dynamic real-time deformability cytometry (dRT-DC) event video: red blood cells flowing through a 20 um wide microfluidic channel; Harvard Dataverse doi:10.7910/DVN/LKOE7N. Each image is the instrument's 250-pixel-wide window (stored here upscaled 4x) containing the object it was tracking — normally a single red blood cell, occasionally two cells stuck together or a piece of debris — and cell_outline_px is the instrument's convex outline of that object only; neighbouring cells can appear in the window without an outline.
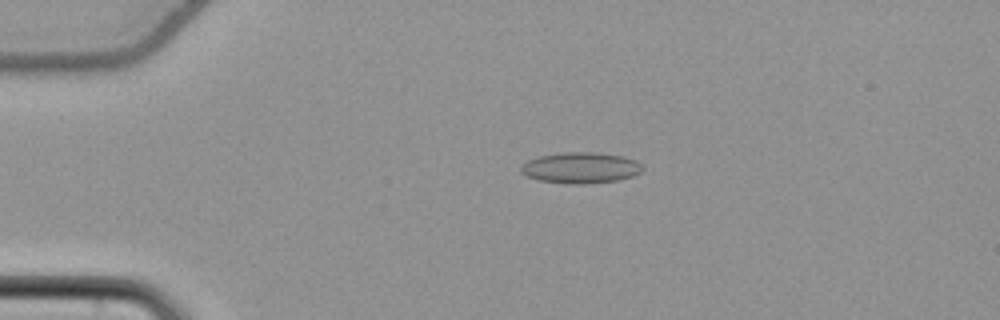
{"species": "common noctule bat (a hibernating species)", "species_latin": "Nyctalus noctula", "temperature_condition": "cold", "stored_images_in_passage": 55, "camera_frame_rate_fps": 3000, "um_per_image_px": 0.085, "animal": {"sex": "female", "body_mass_g": 22.7, "forearm_length_mm": 54.2}, "frame": {"image": 1, "passage_image": 13, "time_ms": 4.0, "image_size_px": [1000, 320], "cell_outline_px": [[644, 168], [640, 172], [632, 176], [616, 180], [584, 184], [568, 184], [536, 180], [520, 172], [520, 168], [528, 160], [540, 156], [560, 152], [596, 152], [624, 156], [636, 160], [644, 164]], "centroid_in_image_um": [49.37, 14.25], "position_along_channel_um": 35.6, "area_um2": 22.14}}
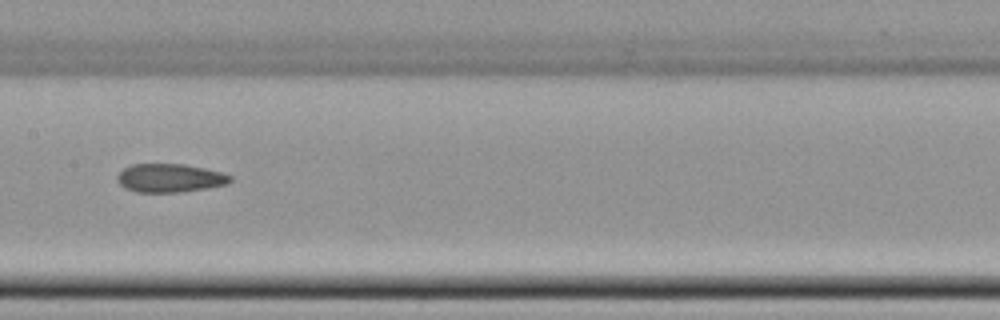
{"frame": {"image": 2, "passage_image": 29, "time_ms": 9.333, "image_size_px": [1000, 320], "cell_outline_px": [[232, 180], [228, 184], [208, 188], [180, 192], [136, 192], [124, 188], [116, 180], [116, 176], [124, 168], [132, 164], [184, 164], [204, 168], [220, 172], [232, 176]], "centroid_in_image_um": [14.43, 15.13], "position_along_channel_um": 193.0, "area_um2": 18.84}}
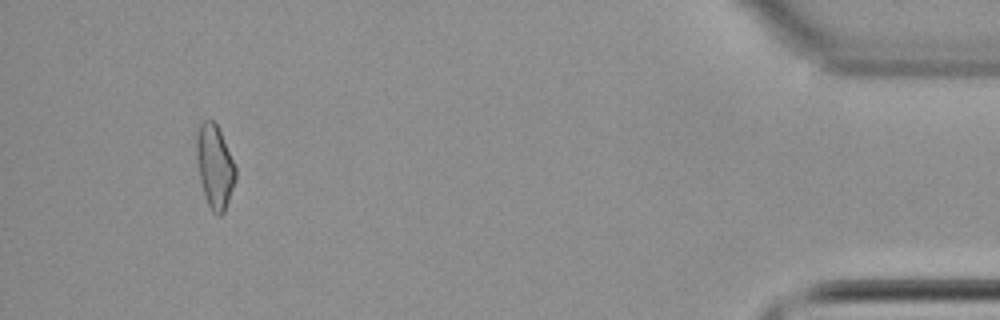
{"frame": {"image": 3, "passage_image": 52, "time_ms": 17.0, "image_size_px": [1000, 320], "cell_outline_px": [[236, 180], [224, 212], [220, 216], [216, 216], [212, 212], [208, 204], [200, 180], [196, 160], [196, 132], [200, 120], [212, 120], [216, 124], [236, 164]], "centroid_in_image_um": [18.25, 14.13], "position_along_channel_um": 417.0, "area_um2": 19.25}, "authors_computed_cell_mechanics": {"area_um2": 19.2474, "velocity_mm_per_s": 3.8194, "shape_relaxation_time_tau1_ms": null, "shape_relaxation_time_tau2_ms": 6.4848, "deformation_change_tau1": null, "deformation_change_tau2": 0.1506}}